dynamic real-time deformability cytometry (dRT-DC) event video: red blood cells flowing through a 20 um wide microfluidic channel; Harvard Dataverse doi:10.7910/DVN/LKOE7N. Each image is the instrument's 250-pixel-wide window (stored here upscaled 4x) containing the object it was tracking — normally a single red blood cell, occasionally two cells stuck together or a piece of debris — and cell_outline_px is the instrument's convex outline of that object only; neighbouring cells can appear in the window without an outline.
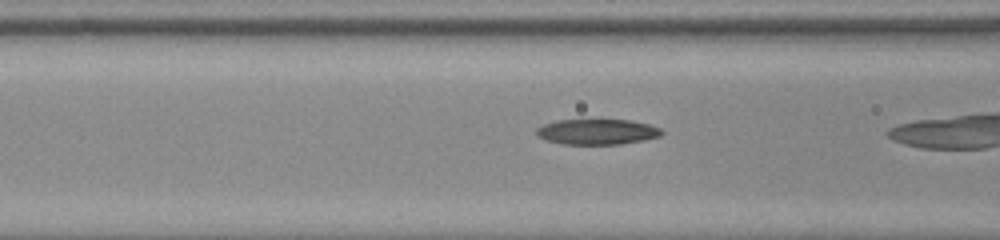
{"species": "common noctule bat (a hibernating species)", "species_latin": "Nyctalus noctula", "temperature_condition": "room temperature", "stored_images_in_passage": 8, "camera_frame_rate_fps": 3000, "um_per_image_px": 0.085, "animal": {"sex": "male", "body_mass_g": 20.0, "forearm_length_mm": 53.3}, "frame": {"image": 1, "passage_image": 7, "time_ms": 2.0, "image_size_px": [1000, 240], "cell_outline_px": [[664, 132], [660, 136], [644, 140], [620, 144], [560, 144], [536, 136], [536, 128], [544, 124], [556, 120], [600, 116], [628, 120], [648, 124], [660, 128]], "centroid_in_image_um": [50.73, 11.14], "position_along_channel_um": 115.9, "area_um2": 19.59}}